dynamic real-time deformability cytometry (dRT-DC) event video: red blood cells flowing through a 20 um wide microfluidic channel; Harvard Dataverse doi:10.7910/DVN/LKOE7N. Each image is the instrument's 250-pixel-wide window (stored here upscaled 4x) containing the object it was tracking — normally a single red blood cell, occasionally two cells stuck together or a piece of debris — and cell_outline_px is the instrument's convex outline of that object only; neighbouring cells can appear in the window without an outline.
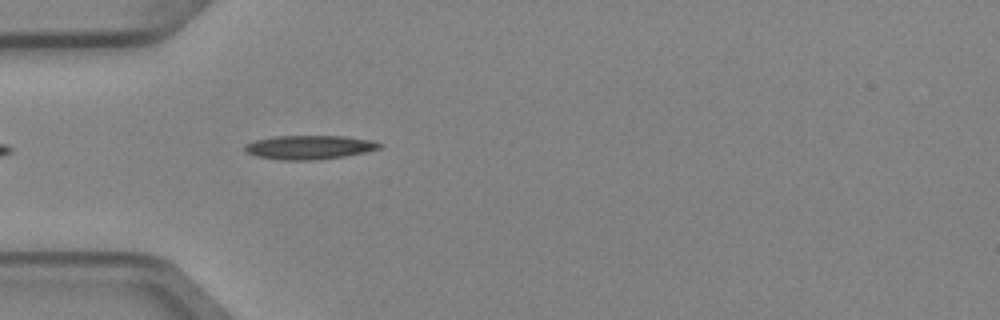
{"species": "Egyptian fruit bat (a non-hibernating species)", "species_latin": "Rousettus aegyptiacus", "temperature_condition": "cold", "stored_images_in_passage": 1, "camera_frame_rate_fps": 3000, "um_per_image_px": 0.085, "animal": {"sex": "female"}, "frame": {"image": 1, "passage_image": 1, "time_ms": 0.0, "image_size_px": [1000, 320], "cell_outline_px": [[380, 148], [364, 152], [344, 156], [308, 160], [284, 160], [256, 156], [248, 152], [244, 148], [244, 144], [256, 140], [272, 136], [344, 136], [372, 140], [380, 144]], "centroid_in_image_um": [26.26, 12.51], "position_along_channel_um": 58.7, "area_um2": 18.5}}